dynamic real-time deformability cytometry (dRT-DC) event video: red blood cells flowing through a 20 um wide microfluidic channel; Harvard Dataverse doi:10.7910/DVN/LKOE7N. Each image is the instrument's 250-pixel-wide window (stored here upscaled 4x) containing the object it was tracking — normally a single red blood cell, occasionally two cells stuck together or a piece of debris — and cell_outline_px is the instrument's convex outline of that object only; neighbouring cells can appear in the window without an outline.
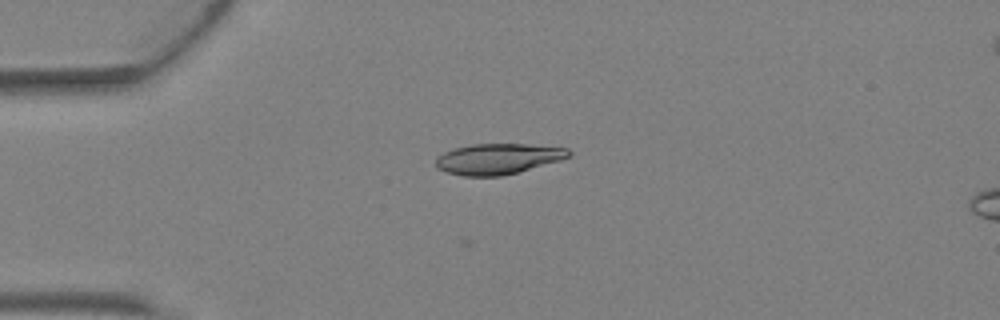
{"species": "Egyptian fruit bat (a non-hibernating species)", "species_latin": "Rousettus aegyptiacus", "temperature_condition": "warm", "stored_images_in_passage": 2, "segment_of_instrument_passage": [1, 2], "camera_frame_rate_fps": 3000, "um_per_image_px": 0.085, "animal": {"sex": "female"}, "frame": {"image": 1, "passage_image": 1, "time_ms": 0.0, "image_size_px": [1000, 320], "cell_outline_px": [[572, 156], [560, 160], [516, 172], [500, 176], [464, 176], [448, 172], [436, 168], [436, 156], [444, 152], [456, 148], [472, 144], [528, 144], [568, 148], [572, 152]], "centroid_in_image_um": [42.33, 13.49], "position_along_channel_um": 42.7, "area_um2": 23.64}}